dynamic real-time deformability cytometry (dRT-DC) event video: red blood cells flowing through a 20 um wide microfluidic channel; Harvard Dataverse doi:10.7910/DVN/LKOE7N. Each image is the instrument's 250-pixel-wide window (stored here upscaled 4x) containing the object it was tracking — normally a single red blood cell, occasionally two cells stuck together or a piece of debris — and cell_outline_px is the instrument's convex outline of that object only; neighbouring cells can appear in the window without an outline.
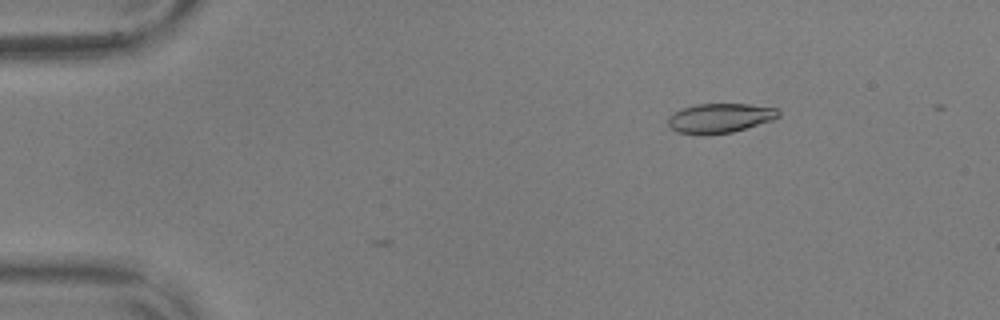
{"species": "common noctule bat (a hibernating species)", "species_latin": "Nyctalus noctula", "temperature_condition": "warm", "stored_images_in_passage": 3, "camera_frame_rate_fps": 3000, "um_per_image_px": 0.085, "animal": {"sex": "male", "body_mass_g": 17.9, "forearm_length_mm": 54.2}, "frame": {"image": 1, "passage_image": 3, "time_ms": 0.667, "image_size_px": [1000, 320], "cell_outline_px": [[780, 116], [772, 120], [732, 132], [676, 132], [668, 124], [668, 116], [684, 108], [696, 104], [748, 104], [780, 108]], "centroid_in_image_um": [61.27, 9.99], "position_along_channel_um": 23.7, "area_um2": 18.32}}